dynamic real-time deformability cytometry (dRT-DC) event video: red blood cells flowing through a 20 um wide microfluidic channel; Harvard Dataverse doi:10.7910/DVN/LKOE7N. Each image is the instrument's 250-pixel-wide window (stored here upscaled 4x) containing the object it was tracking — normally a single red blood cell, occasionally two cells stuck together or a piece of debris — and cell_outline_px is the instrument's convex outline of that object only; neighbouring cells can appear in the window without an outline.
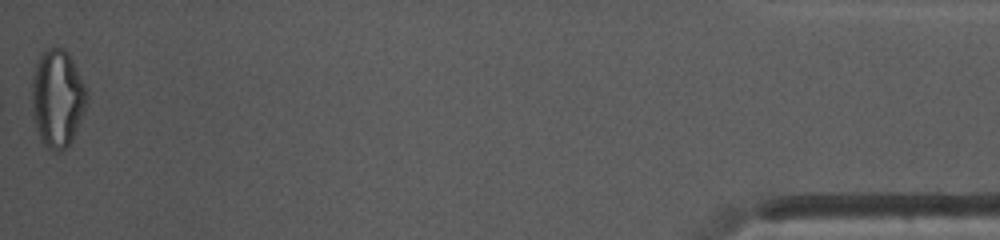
{"species": "common noctule bat (a hibernating species)", "species_latin": "Nyctalus noctula", "temperature_condition": "warm", "stored_images_in_passage": 45, "camera_frame_rate_fps": 3000, "um_per_image_px": 0.085, "animal": {"sex": "female", "body_mass_g": 10.0, "forearm_length_mm": 53.1}, "frame": {"image": 1, "passage_image": 45, "time_ms": 14.667, "image_size_px": [1000, 240], "cell_outline_px": [[88, 96], [84, 112], [72, 140], [60, 152], [56, 152], [48, 148], [40, 140], [32, 116], [32, 76], [40, 52], [48, 48], [64, 48], [68, 52], [88, 92]], "centroid_in_image_um": [4.86, 8.36], "position_along_channel_um": 430.3, "area_um2": 31.39}, "authors_computed_cell_mechanics": {"area_um2": 22.0218, "velocity_mm_per_s": 4.1455, "shape_relaxation_time_tau1_ms": 7.1284, "shape_relaxation_time_tau2_ms": 1.5185, "deformation_change_tau1": 0.1848, "deformation_change_tau2": 0.0852}}